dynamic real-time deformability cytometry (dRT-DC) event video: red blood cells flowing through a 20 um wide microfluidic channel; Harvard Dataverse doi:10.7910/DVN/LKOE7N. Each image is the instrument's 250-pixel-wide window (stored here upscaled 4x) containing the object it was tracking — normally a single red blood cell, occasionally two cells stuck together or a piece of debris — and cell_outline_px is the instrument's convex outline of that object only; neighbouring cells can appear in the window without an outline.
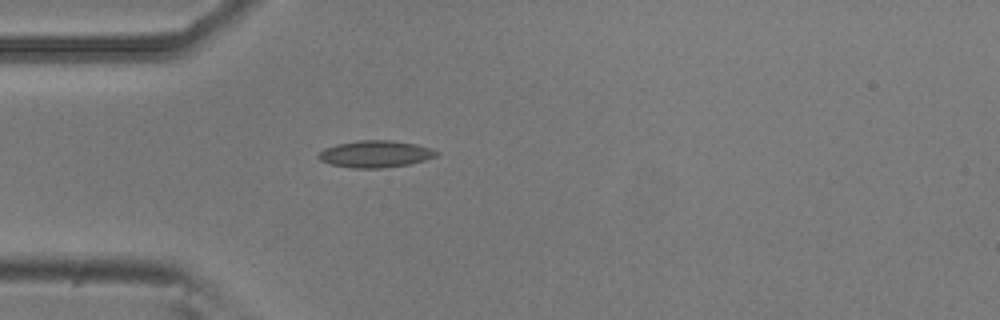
{"species": "common noctule bat (a hibernating species)", "species_latin": "Nyctalus noctula", "temperature_condition": "room temperature", "stored_images_in_passage": 4, "camera_frame_rate_fps": 3000, "um_per_image_px": 0.085, "animal": {"sex": "male", "body_mass_g": 20.5, "forearm_length_mm": 52.5}, "frame": {"image": 1, "passage_image": 4, "time_ms": 1.0, "image_size_px": [1000, 320], "cell_outline_px": [[440, 152], [436, 156], [424, 160], [408, 164], [384, 168], [352, 168], [332, 164], [320, 160], [316, 156], [324, 148], [336, 144], [356, 140], [392, 140], [416, 144]], "centroid_in_image_um": [31.88, 13.08], "position_along_channel_um": 53.1, "area_um2": 18.44}}